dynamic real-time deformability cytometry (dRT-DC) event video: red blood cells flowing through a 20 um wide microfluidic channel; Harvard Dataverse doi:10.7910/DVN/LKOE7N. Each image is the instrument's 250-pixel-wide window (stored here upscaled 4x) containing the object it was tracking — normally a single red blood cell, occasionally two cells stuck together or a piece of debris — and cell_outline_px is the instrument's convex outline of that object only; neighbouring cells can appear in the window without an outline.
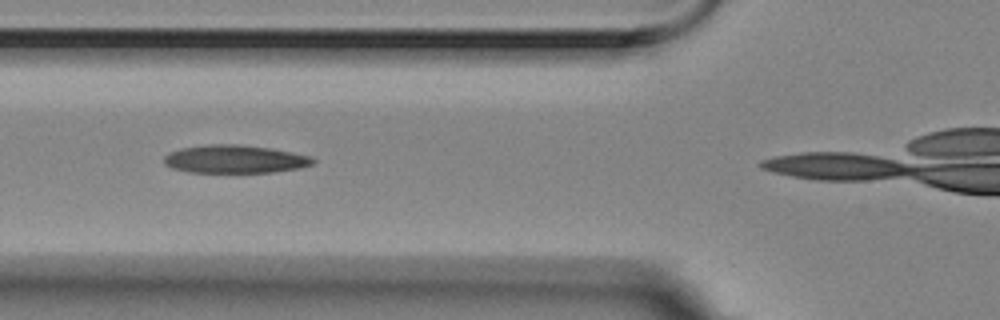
{"species": "Egyptian fruit bat (a non-hibernating species)", "species_latin": "Rousettus aegyptiacus", "temperature_condition": "room temperature", "stored_images_in_passage": 4, "camera_frame_rate_fps": 3000, "um_per_image_px": 0.085, "animal": {"sex": "female"}, "frame": {"image": 1, "passage_image": 2, "time_ms": 0.333, "image_size_px": [1000, 320], "cell_outline_px": [[316, 160], [312, 164], [300, 168], [272, 172], [188, 172], [172, 168], [164, 164], [164, 156], [168, 152], [180, 148], [208, 144], [240, 144], [268, 148], [292, 152], [308, 156]], "centroid_in_image_um": [19.91, 13.52], "position_along_channel_um": 105.9, "area_um2": 24.33}}